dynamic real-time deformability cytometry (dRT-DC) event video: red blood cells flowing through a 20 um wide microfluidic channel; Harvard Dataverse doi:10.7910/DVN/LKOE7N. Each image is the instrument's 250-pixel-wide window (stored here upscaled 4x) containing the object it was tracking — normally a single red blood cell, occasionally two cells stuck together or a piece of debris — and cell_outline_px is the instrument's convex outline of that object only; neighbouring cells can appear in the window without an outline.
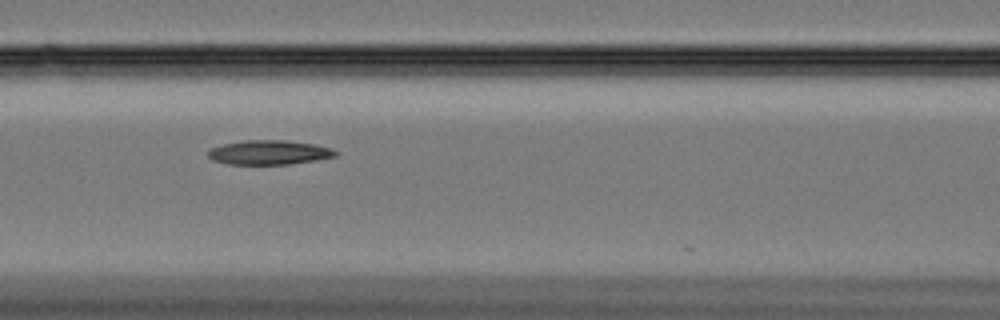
{"species": "Egyptian fruit bat (a non-hibernating species)", "species_latin": "Rousettus aegyptiacus", "temperature_condition": "cold", "stored_images_in_passage": 40, "camera_frame_rate_fps": 3000, "um_per_image_px": 0.085, "animal": {"sex": "female"}, "frame": {"image": 1, "passage_image": 26, "time_ms": 8.333, "image_size_px": [1000, 320], "cell_outline_px": [[340, 152], [336, 156], [316, 160], [288, 164], [228, 164], [212, 160], [208, 156], [208, 148], [224, 144], [244, 140], [288, 140], [316, 144], [332, 148]], "centroid_in_image_um": [22.9, 12.95], "position_along_channel_um": 143.7, "area_um2": 18.26}}
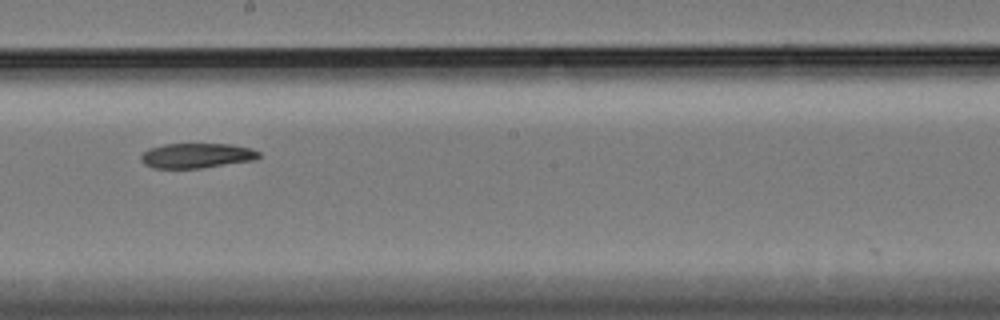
{"frame": {"image": 2, "passage_image": 34, "time_ms": 11.0, "image_size_px": [1000, 320], "cell_outline_px": [[260, 156], [256, 160], [200, 168], [152, 168], [144, 164], [140, 160], [140, 156], [148, 148], [164, 144], [232, 144], [252, 148], [260, 152]], "centroid_in_image_um": [16.72, 13.22], "position_along_channel_um": 231.5, "area_um2": 17.28}}
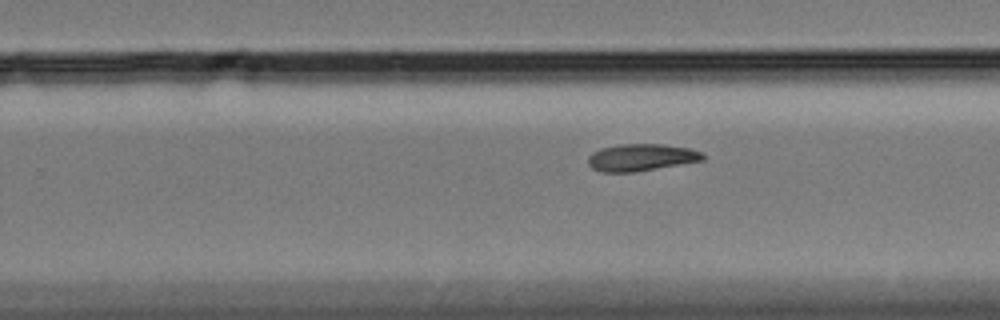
{"frame": {"image": 3, "passage_image": 38, "time_ms": 12.333, "image_size_px": [1000, 320], "cell_outline_px": [[708, 156], [704, 160], [636, 172], [600, 172], [592, 168], [588, 164], [588, 156], [592, 152], [600, 148], [620, 144], [664, 144], [688, 148], [704, 152]], "centroid_in_image_um": [54.52, 13.38], "position_along_channel_um": 275.3, "area_um2": 18.38}}